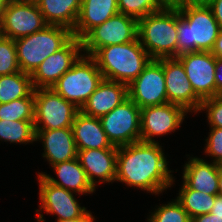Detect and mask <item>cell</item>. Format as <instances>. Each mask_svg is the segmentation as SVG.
Segmentation results:
<instances>
[{"instance_id":"obj_43","label":"cell","mask_w":222,"mask_h":222,"mask_svg":"<svg viewBox=\"0 0 222 222\" xmlns=\"http://www.w3.org/2000/svg\"><path fill=\"white\" fill-rule=\"evenodd\" d=\"M166 5H171L175 0H162Z\"/></svg>"},{"instance_id":"obj_39","label":"cell","mask_w":222,"mask_h":222,"mask_svg":"<svg viewBox=\"0 0 222 222\" xmlns=\"http://www.w3.org/2000/svg\"><path fill=\"white\" fill-rule=\"evenodd\" d=\"M213 207L210 211L211 214H214L215 216L222 217V196L216 195Z\"/></svg>"},{"instance_id":"obj_15","label":"cell","mask_w":222,"mask_h":222,"mask_svg":"<svg viewBox=\"0 0 222 222\" xmlns=\"http://www.w3.org/2000/svg\"><path fill=\"white\" fill-rule=\"evenodd\" d=\"M187 114L183 107L169 102L141 109V141L157 142L154 136L175 132Z\"/></svg>"},{"instance_id":"obj_12","label":"cell","mask_w":222,"mask_h":222,"mask_svg":"<svg viewBox=\"0 0 222 222\" xmlns=\"http://www.w3.org/2000/svg\"><path fill=\"white\" fill-rule=\"evenodd\" d=\"M39 180L40 209L36 210L37 222H45L42 210L54 214L56 220H67L82 217L88 210L81 207L73 192L50 183L43 175H37Z\"/></svg>"},{"instance_id":"obj_42","label":"cell","mask_w":222,"mask_h":222,"mask_svg":"<svg viewBox=\"0 0 222 222\" xmlns=\"http://www.w3.org/2000/svg\"><path fill=\"white\" fill-rule=\"evenodd\" d=\"M9 0H0V19Z\"/></svg>"},{"instance_id":"obj_11","label":"cell","mask_w":222,"mask_h":222,"mask_svg":"<svg viewBox=\"0 0 222 222\" xmlns=\"http://www.w3.org/2000/svg\"><path fill=\"white\" fill-rule=\"evenodd\" d=\"M48 24L36 2L9 0L1 17L2 36L17 40Z\"/></svg>"},{"instance_id":"obj_35","label":"cell","mask_w":222,"mask_h":222,"mask_svg":"<svg viewBox=\"0 0 222 222\" xmlns=\"http://www.w3.org/2000/svg\"><path fill=\"white\" fill-rule=\"evenodd\" d=\"M216 96L222 95V60L215 58Z\"/></svg>"},{"instance_id":"obj_1","label":"cell","mask_w":222,"mask_h":222,"mask_svg":"<svg viewBox=\"0 0 222 222\" xmlns=\"http://www.w3.org/2000/svg\"><path fill=\"white\" fill-rule=\"evenodd\" d=\"M159 142L138 141L118 147L115 181L155 195L174 183Z\"/></svg>"},{"instance_id":"obj_23","label":"cell","mask_w":222,"mask_h":222,"mask_svg":"<svg viewBox=\"0 0 222 222\" xmlns=\"http://www.w3.org/2000/svg\"><path fill=\"white\" fill-rule=\"evenodd\" d=\"M58 179H55L47 173H38L43 175L50 183L73 192L75 195H86L95 192V188L89 182L86 172L80 165L78 158L60 162L52 166Z\"/></svg>"},{"instance_id":"obj_10","label":"cell","mask_w":222,"mask_h":222,"mask_svg":"<svg viewBox=\"0 0 222 222\" xmlns=\"http://www.w3.org/2000/svg\"><path fill=\"white\" fill-rule=\"evenodd\" d=\"M128 97L140 109L168 103L163 58L152 59L139 76L128 84Z\"/></svg>"},{"instance_id":"obj_16","label":"cell","mask_w":222,"mask_h":222,"mask_svg":"<svg viewBox=\"0 0 222 222\" xmlns=\"http://www.w3.org/2000/svg\"><path fill=\"white\" fill-rule=\"evenodd\" d=\"M163 71L168 102L196 114L202 100L195 94L182 63L177 58H163Z\"/></svg>"},{"instance_id":"obj_29","label":"cell","mask_w":222,"mask_h":222,"mask_svg":"<svg viewBox=\"0 0 222 222\" xmlns=\"http://www.w3.org/2000/svg\"><path fill=\"white\" fill-rule=\"evenodd\" d=\"M119 13L139 20L161 10L166 4L162 0H117Z\"/></svg>"},{"instance_id":"obj_13","label":"cell","mask_w":222,"mask_h":222,"mask_svg":"<svg viewBox=\"0 0 222 222\" xmlns=\"http://www.w3.org/2000/svg\"><path fill=\"white\" fill-rule=\"evenodd\" d=\"M176 58L182 63L195 94L202 101L216 96L215 57L211 52H188Z\"/></svg>"},{"instance_id":"obj_6","label":"cell","mask_w":222,"mask_h":222,"mask_svg":"<svg viewBox=\"0 0 222 222\" xmlns=\"http://www.w3.org/2000/svg\"><path fill=\"white\" fill-rule=\"evenodd\" d=\"M102 80L95 60L82 54L51 88L81 109Z\"/></svg>"},{"instance_id":"obj_34","label":"cell","mask_w":222,"mask_h":222,"mask_svg":"<svg viewBox=\"0 0 222 222\" xmlns=\"http://www.w3.org/2000/svg\"><path fill=\"white\" fill-rule=\"evenodd\" d=\"M212 2L213 0H175L171 5L175 7H208Z\"/></svg>"},{"instance_id":"obj_37","label":"cell","mask_w":222,"mask_h":222,"mask_svg":"<svg viewBox=\"0 0 222 222\" xmlns=\"http://www.w3.org/2000/svg\"><path fill=\"white\" fill-rule=\"evenodd\" d=\"M191 222H222V217L215 216L214 214L208 213L199 215L191 219Z\"/></svg>"},{"instance_id":"obj_8","label":"cell","mask_w":222,"mask_h":222,"mask_svg":"<svg viewBox=\"0 0 222 222\" xmlns=\"http://www.w3.org/2000/svg\"><path fill=\"white\" fill-rule=\"evenodd\" d=\"M138 20L117 13L91 29L82 39L83 54L92 56L99 48L134 41L138 37Z\"/></svg>"},{"instance_id":"obj_44","label":"cell","mask_w":222,"mask_h":222,"mask_svg":"<svg viewBox=\"0 0 222 222\" xmlns=\"http://www.w3.org/2000/svg\"><path fill=\"white\" fill-rule=\"evenodd\" d=\"M17 1L36 2L37 0H17Z\"/></svg>"},{"instance_id":"obj_33","label":"cell","mask_w":222,"mask_h":222,"mask_svg":"<svg viewBox=\"0 0 222 222\" xmlns=\"http://www.w3.org/2000/svg\"><path fill=\"white\" fill-rule=\"evenodd\" d=\"M209 137L205 139V154L213 157L215 164L222 166V128H210Z\"/></svg>"},{"instance_id":"obj_26","label":"cell","mask_w":222,"mask_h":222,"mask_svg":"<svg viewBox=\"0 0 222 222\" xmlns=\"http://www.w3.org/2000/svg\"><path fill=\"white\" fill-rule=\"evenodd\" d=\"M180 189L176 200L186 210L190 219L210 213L216 195L190 189L184 182Z\"/></svg>"},{"instance_id":"obj_14","label":"cell","mask_w":222,"mask_h":222,"mask_svg":"<svg viewBox=\"0 0 222 222\" xmlns=\"http://www.w3.org/2000/svg\"><path fill=\"white\" fill-rule=\"evenodd\" d=\"M82 42L72 37L61 49L48 56L31 74L34 89L51 88L82 55Z\"/></svg>"},{"instance_id":"obj_3","label":"cell","mask_w":222,"mask_h":222,"mask_svg":"<svg viewBox=\"0 0 222 222\" xmlns=\"http://www.w3.org/2000/svg\"><path fill=\"white\" fill-rule=\"evenodd\" d=\"M220 30L209 7H177V56L211 52Z\"/></svg>"},{"instance_id":"obj_21","label":"cell","mask_w":222,"mask_h":222,"mask_svg":"<svg viewBox=\"0 0 222 222\" xmlns=\"http://www.w3.org/2000/svg\"><path fill=\"white\" fill-rule=\"evenodd\" d=\"M220 165L205 159L190 157L183 169V182L190 188L210 195H218Z\"/></svg>"},{"instance_id":"obj_22","label":"cell","mask_w":222,"mask_h":222,"mask_svg":"<svg viewBox=\"0 0 222 222\" xmlns=\"http://www.w3.org/2000/svg\"><path fill=\"white\" fill-rule=\"evenodd\" d=\"M117 13H119L117 0H82L72 34L81 40L91 29Z\"/></svg>"},{"instance_id":"obj_45","label":"cell","mask_w":222,"mask_h":222,"mask_svg":"<svg viewBox=\"0 0 222 222\" xmlns=\"http://www.w3.org/2000/svg\"><path fill=\"white\" fill-rule=\"evenodd\" d=\"M2 36L1 19H0V37Z\"/></svg>"},{"instance_id":"obj_4","label":"cell","mask_w":222,"mask_h":222,"mask_svg":"<svg viewBox=\"0 0 222 222\" xmlns=\"http://www.w3.org/2000/svg\"><path fill=\"white\" fill-rule=\"evenodd\" d=\"M138 39L152 59L177 57V7L161 10L138 20Z\"/></svg>"},{"instance_id":"obj_25","label":"cell","mask_w":222,"mask_h":222,"mask_svg":"<svg viewBox=\"0 0 222 222\" xmlns=\"http://www.w3.org/2000/svg\"><path fill=\"white\" fill-rule=\"evenodd\" d=\"M25 97H34L31 75L22 71L0 75V104Z\"/></svg>"},{"instance_id":"obj_31","label":"cell","mask_w":222,"mask_h":222,"mask_svg":"<svg viewBox=\"0 0 222 222\" xmlns=\"http://www.w3.org/2000/svg\"><path fill=\"white\" fill-rule=\"evenodd\" d=\"M20 72L14 39L0 37V75Z\"/></svg>"},{"instance_id":"obj_18","label":"cell","mask_w":222,"mask_h":222,"mask_svg":"<svg viewBox=\"0 0 222 222\" xmlns=\"http://www.w3.org/2000/svg\"><path fill=\"white\" fill-rule=\"evenodd\" d=\"M128 98V85L103 79L80 109L84 114L100 118Z\"/></svg>"},{"instance_id":"obj_20","label":"cell","mask_w":222,"mask_h":222,"mask_svg":"<svg viewBox=\"0 0 222 222\" xmlns=\"http://www.w3.org/2000/svg\"><path fill=\"white\" fill-rule=\"evenodd\" d=\"M73 137L77 150L118 149L109 141L99 118L79 111L72 124Z\"/></svg>"},{"instance_id":"obj_19","label":"cell","mask_w":222,"mask_h":222,"mask_svg":"<svg viewBox=\"0 0 222 222\" xmlns=\"http://www.w3.org/2000/svg\"><path fill=\"white\" fill-rule=\"evenodd\" d=\"M35 131L36 141L43 143V158L47 159L49 165L77 158L72 128Z\"/></svg>"},{"instance_id":"obj_28","label":"cell","mask_w":222,"mask_h":222,"mask_svg":"<svg viewBox=\"0 0 222 222\" xmlns=\"http://www.w3.org/2000/svg\"><path fill=\"white\" fill-rule=\"evenodd\" d=\"M34 97H25L0 104V120L34 121Z\"/></svg>"},{"instance_id":"obj_38","label":"cell","mask_w":222,"mask_h":222,"mask_svg":"<svg viewBox=\"0 0 222 222\" xmlns=\"http://www.w3.org/2000/svg\"><path fill=\"white\" fill-rule=\"evenodd\" d=\"M211 53L215 58L222 60V29L220 30L218 37L215 40V44L211 50Z\"/></svg>"},{"instance_id":"obj_36","label":"cell","mask_w":222,"mask_h":222,"mask_svg":"<svg viewBox=\"0 0 222 222\" xmlns=\"http://www.w3.org/2000/svg\"><path fill=\"white\" fill-rule=\"evenodd\" d=\"M208 7L211 9L220 29H222V0H213Z\"/></svg>"},{"instance_id":"obj_5","label":"cell","mask_w":222,"mask_h":222,"mask_svg":"<svg viewBox=\"0 0 222 222\" xmlns=\"http://www.w3.org/2000/svg\"><path fill=\"white\" fill-rule=\"evenodd\" d=\"M72 37L69 28L48 24L38 32L14 40L20 71L31 75L48 56L61 49Z\"/></svg>"},{"instance_id":"obj_9","label":"cell","mask_w":222,"mask_h":222,"mask_svg":"<svg viewBox=\"0 0 222 222\" xmlns=\"http://www.w3.org/2000/svg\"><path fill=\"white\" fill-rule=\"evenodd\" d=\"M99 119L113 146L141 141V109L129 97Z\"/></svg>"},{"instance_id":"obj_2","label":"cell","mask_w":222,"mask_h":222,"mask_svg":"<svg viewBox=\"0 0 222 222\" xmlns=\"http://www.w3.org/2000/svg\"><path fill=\"white\" fill-rule=\"evenodd\" d=\"M91 57L95 60L103 79L127 85L136 79L152 60L138 37L129 43L99 48Z\"/></svg>"},{"instance_id":"obj_24","label":"cell","mask_w":222,"mask_h":222,"mask_svg":"<svg viewBox=\"0 0 222 222\" xmlns=\"http://www.w3.org/2000/svg\"><path fill=\"white\" fill-rule=\"evenodd\" d=\"M44 20L49 25H59L73 31L82 0H37Z\"/></svg>"},{"instance_id":"obj_17","label":"cell","mask_w":222,"mask_h":222,"mask_svg":"<svg viewBox=\"0 0 222 222\" xmlns=\"http://www.w3.org/2000/svg\"><path fill=\"white\" fill-rule=\"evenodd\" d=\"M118 149L77 150V158L87 178L96 189L98 183H113L116 179Z\"/></svg>"},{"instance_id":"obj_27","label":"cell","mask_w":222,"mask_h":222,"mask_svg":"<svg viewBox=\"0 0 222 222\" xmlns=\"http://www.w3.org/2000/svg\"><path fill=\"white\" fill-rule=\"evenodd\" d=\"M0 140L16 144L36 142L34 121L0 120Z\"/></svg>"},{"instance_id":"obj_7","label":"cell","mask_w":222,"mask_h":222,"mask_svg":"<svg viewBox=\"0 0 222 222\" xmlns=\"http://www.w3.org/2000/svg\"><path fill=\"white\" fill-rule=\"evenodd\" d=\"M34 107L35 130L72 128L80 111L53 88L34 89Z\"/></svg>"},{"instance_id":"obj_40","label":"cell","mask_w":222,"mask_h":222,"mask_svg":"<svg viewBox=\"0 0 222 222\" xmlns=\"http://www.w3.org/2000/svg\"><path fill=\"white\" fill-rule=\"evenodd\" d=\"M95 217H93L90 211H87L82 217L67 220H56V222H94Z\"/></svg>"},{"instance_id":"obj_32","label":"cell","mask_w":222,"mask_h":222,"mask_svg":"<svg viewBox=\"0 0 222 222\" xmlns=\"http://www.w3.org/2000/svg\"><path fill=\"white\" fill-rule=\"evenodd\" d=\"M206 111L207 121L211 128H222V95L205 99L198 112Z\"/></svg>"},{"instance_id":"obj_41","label":"cell","mask_w":222,"mask_h":222,"mask_svg":"<svg viewBox=\"0 0 222 222\" xmlns=\"http://www.w3.org/2000/svg\"><path fill=\"white\" fill-rule=\"evenodd\" d=\"M218 195L222 196V166L219 169V179H218Z\"/></svg>"},{"instance_id":"obj_30","label":"cell","mask_w":222,"mask_h":222,"mask_svg":"<svg viewBox=\"0 0 222 222\" xmlns=\"http://www.w3.org/2000/svg\"><path fill=\"white\" fill-rule=\"evenodd\" d=\"M148 222H191V219L186 210L181 204L174 199L167 204H163L155 208L151 213Z\"/></svg>"}]
</instances>
